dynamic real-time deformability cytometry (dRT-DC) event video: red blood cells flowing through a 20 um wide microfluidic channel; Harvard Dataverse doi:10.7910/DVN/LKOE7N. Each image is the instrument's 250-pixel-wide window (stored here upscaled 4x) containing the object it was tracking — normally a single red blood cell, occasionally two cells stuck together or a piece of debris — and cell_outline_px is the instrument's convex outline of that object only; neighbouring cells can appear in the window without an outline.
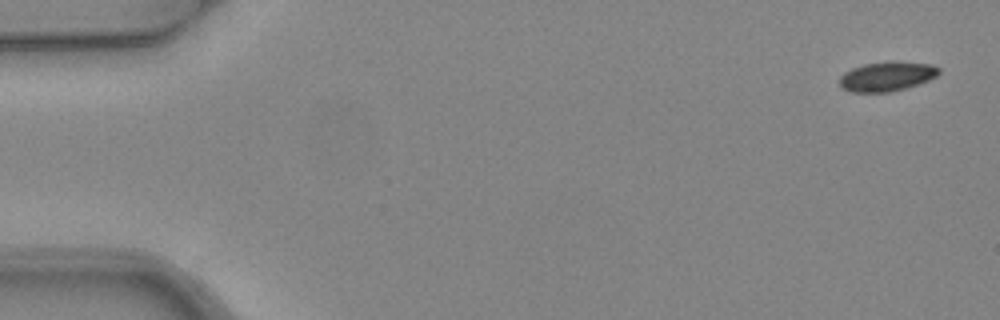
{"species": "common noctule bat (a hibernating species)", "species_latin": "Nyctalus noctula", "temperature_condition": "warm", "stored_images_in_passage": 5, "camera_frame_rate_fps": 3000, "um_per_image_px": 0.085, "animal": {"sex": "female", "body_mass_g": 24.6, "forearm_length_mm": 56.2}, "frame": {"image": 1, "passage_image": 1, "time_ms": 0.0, "image_size_px": [1000, 320], "cell_outline_px": [[940, 72], [936, 76], [928, 80], [904, 88], [888, 92], [852, 92], [840, 88], [840, 76], [844, 72], [852, 68], [864, 64], [932, 64], [940, 68]], "centroid_in_image_um": [75.32, 6.54], "position_along_channel_um": 9.7, "area_um2": 16.18}}
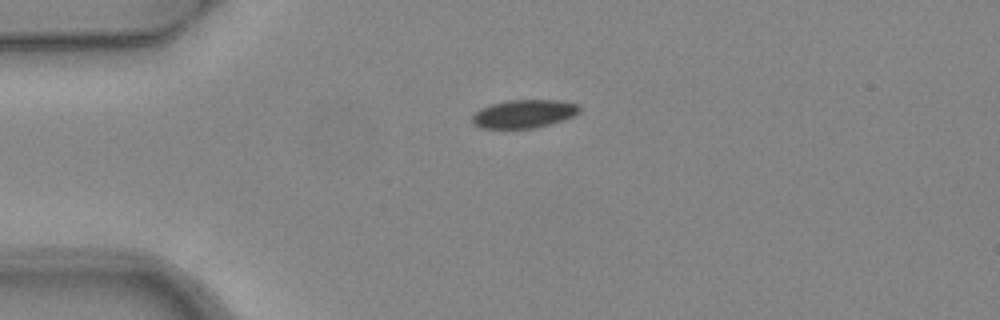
{"frame": {"image": 2, "passage_image": 4, "time_ms": 1.0, "image_size_px": [1000, 320], "cell_outline_px": [[580, 112], [564, 120], [536, 128], [480, 128], [472, 124], [472, 116], [480, 108], [492, 104], [508, 100], [560, 100], [580, 104]], "centroid_in_image_um": [44.55, 9.67], "position_along_channel_um": 40.4, "area_um2": 17.8}}